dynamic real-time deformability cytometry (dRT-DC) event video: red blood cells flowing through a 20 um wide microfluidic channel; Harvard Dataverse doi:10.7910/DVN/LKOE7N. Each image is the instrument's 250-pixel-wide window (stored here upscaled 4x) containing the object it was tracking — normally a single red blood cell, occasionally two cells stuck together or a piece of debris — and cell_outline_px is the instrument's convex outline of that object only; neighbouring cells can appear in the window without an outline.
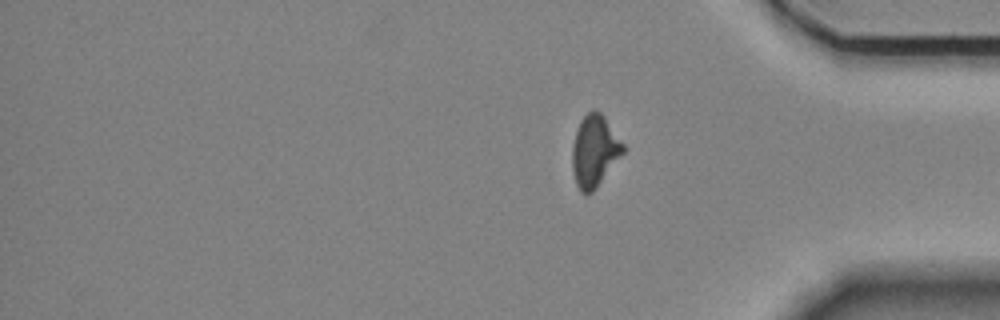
{"species": "Egyptian fruit bat (a non-hibernating species)", "species_latin": "Rousettus aegyptiacus", "temperature_condition": "room temperature", "stored_images_in_passage": 47, "segment_of_instrument_passage": [2, 2], "camera_frame_rate_fps": 3000, "um_per_image_px": 0.085, "animal": {"sex": "female"}, "frame": {"image": 1, "passage_image": 47, "time_ms": 15.333, "image_size_px": [1000, 320], "cell_outline_px": [[624, 152], [596, 188], [592, 192], [580, 192], [576, 184], [572, 168], [572, 144], [580, 120], [592, 108], [596, 108], [604, 116], [624, 144]], "centroid_in_image_um": [50.52, 12.8], "position_along_channel_um": 384.7, "area_um2": 21.15}}